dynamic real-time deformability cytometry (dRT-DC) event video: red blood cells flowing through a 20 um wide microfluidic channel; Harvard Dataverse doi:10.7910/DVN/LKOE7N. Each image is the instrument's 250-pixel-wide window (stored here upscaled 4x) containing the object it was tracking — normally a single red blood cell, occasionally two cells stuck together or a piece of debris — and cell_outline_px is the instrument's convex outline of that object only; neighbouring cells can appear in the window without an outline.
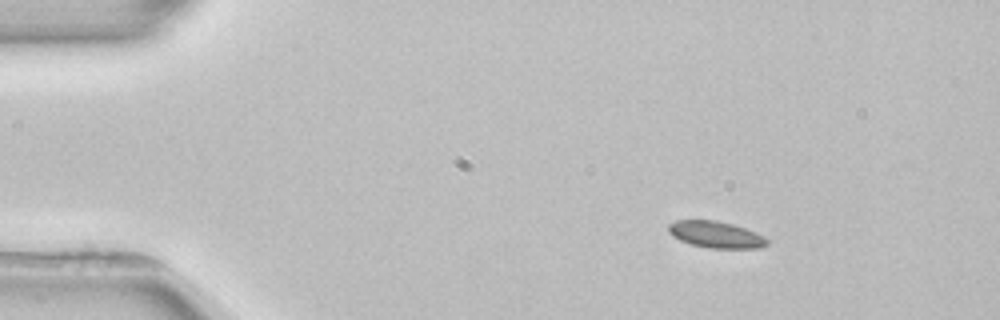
{"species": "common noctule bat (a hibernating species)", "species_latin": "Nyctalus noctula", "temperature_condition": "room temperature", "stored_images_in_passage": 3, "camera_frame_rate_fps": 3000, "um_per_image_px": 0.085, "animal": {"sex": "female", "body_mass_g": 22.7, "forearm_length_mm": 54.2}, "frame": {"image": 1, "passage_image": 1, "time_ms": 0.0, "image_size_px": [1000, 320], "cell_outline_px": [[768, 244], [760, 248], [708, 248], [692, 244], [680, 240], [672, 236], [668, 232], [668, 224], [676, 220], [716, 220], [732, 224], [744, 228], [764, 236], [768, 240]], "centroid_in_image_um": [60.83, 19.94], "position_along_channel_um": 24.2, "area_um2": 15.26}}
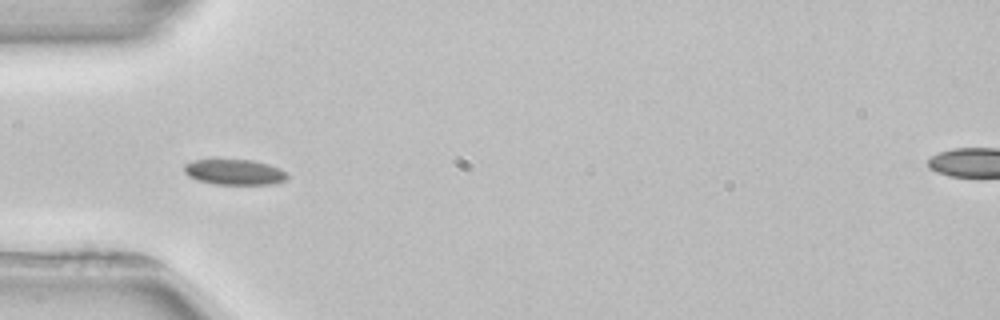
{"frame": {"image": 2, "passage_image": 3, "time_ms": 3.0, "image_size_px": [1000, 320], "cell_outline_px": [[288, 176], [284, 180], [272, 184], [212, 184], [196, 180], [188, 176], [184, 172], [184, 164], [196, 160], [216, 156], [252, 160], [268, 164], [280, 168], [288, 172]], "centroid_in_image_um": [19.87, 14.57], "position_along_channel_um": 65.1, "area_um2": 16.13}}